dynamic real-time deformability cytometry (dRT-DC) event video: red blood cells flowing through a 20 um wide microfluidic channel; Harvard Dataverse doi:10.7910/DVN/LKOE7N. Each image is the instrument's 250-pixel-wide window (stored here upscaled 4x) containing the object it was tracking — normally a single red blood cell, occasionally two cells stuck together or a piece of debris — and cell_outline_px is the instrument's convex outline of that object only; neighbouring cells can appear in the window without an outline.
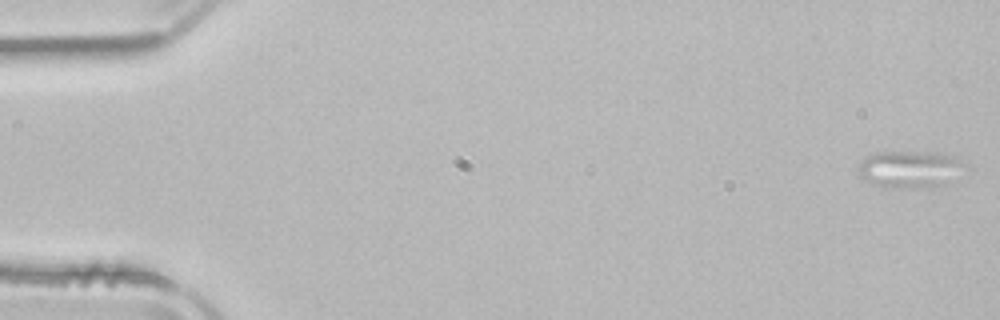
{"species": "common noctule bat (a hibernating species)", "species_latin": "Nyctalus noctula", "temperature_condition": "room temperature", "stored_images_in_passage": 53, "camera_frame_rate_fps": 3000, "um_per_image_px": 0.085, "animal": {"sex": "male", "body_mass_g": 21.5, "forearm_length_mm": 52.0}, "frame": {"image": 1, "passage_image": 1, "time_ms": 0.0, "image_size_px": [1000, 320], "cell_outline_px": [[972, 168], [948, 184], [912, 188], [884, 188], [872, 184], [864, 180], [860, 176], [860, 164], [872, 152], [936, 152], [956, 156], [968, 160]], "centroid_in_image_um": [77.53, 14.38], "position_along_channel_um": 7.5, "area_um2": 24.04}}
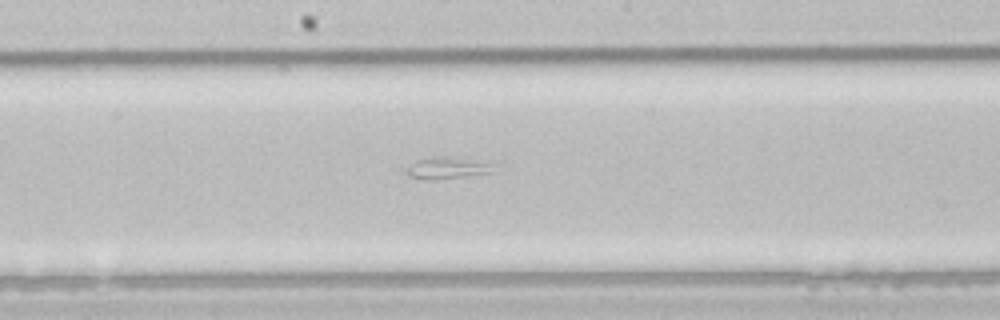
{"frame": {"image": 2, "passage_image": 28, "time_ms": 9.0, "image_size_px": [1000, 320], "cell_outline_px": [[492, 164], [488, 172], [468, 176], [436, 180], [424, 180], [408, 176], [408, 168], [416, 160], [428, 156], [444, 156], [484, 160]], "centroid_in_image_um": [37.97, 14.26], "position_along_channel_um": 210.2, "area_um2": 11.1}}
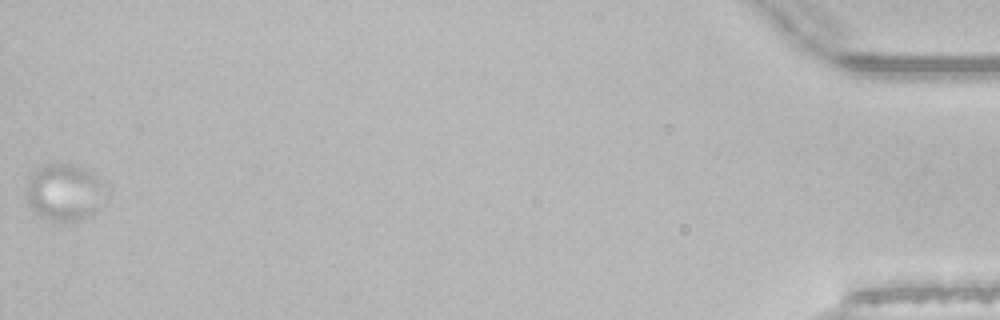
{"frame": {"image": 3, "passage_image": 53, "time_ms": 17.333, "image_size_px": [1000, 320], "cell_outline_px": [[96, 212], [72, 220], [52, 220], [36, 212], [28, 204], [28, 176], [36, 168], [48, 164], [68, 164], [84, 168], [92, 172], [96, 176]], "centroid_in_image_um": [5.3, 16.29], "position_along_channel_um": 429.9, "area_um2": 24.16}}